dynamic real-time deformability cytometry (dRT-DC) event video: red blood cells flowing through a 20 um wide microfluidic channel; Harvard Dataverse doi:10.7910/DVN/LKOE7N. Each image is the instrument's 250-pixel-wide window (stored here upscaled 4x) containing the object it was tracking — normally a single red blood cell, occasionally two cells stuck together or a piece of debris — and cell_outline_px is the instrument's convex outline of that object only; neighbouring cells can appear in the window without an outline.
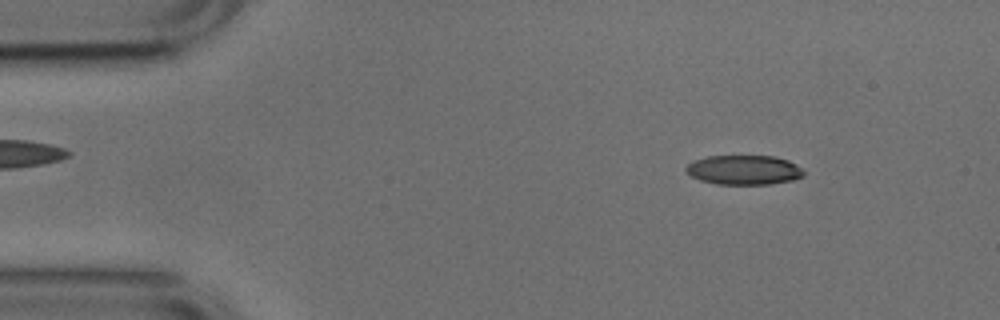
{"species": "common noctule bat (a hibernating species)", "species_latin": "Nyctalus noctula", "temperature_condition": "cold", "stored_images_in_passage": 52, "camera_frame_rate_fps": 3000, "um_per_image_px": 0.085, "animal": {"sex": "male", "body_mass_g": 17.9, "forearm_length_mm": 54.2}, "frame": {"image": 1, "passage_image": 6, "time_ms": 1.667, "image_size_px": [1000, 320], "cell_outline_px": [[804, 176], [792, 180], [768, 184], [716, 184], [700, 180], [692, 176], [684, 168], [692, 160], [708, 156], [776, 156], [788, 160], [796, 164], [804, 172]], "centroid_in_image_um": [63.23, 14.44], "position_along_channel_um": 21.8, "area_um2": 20.23}}
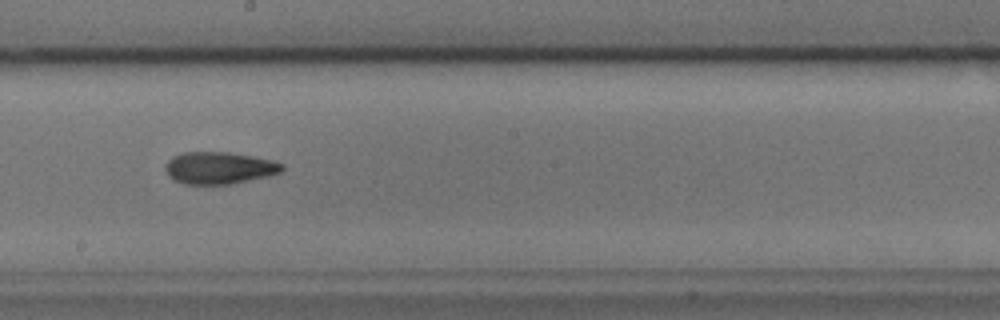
{"frame": {"image": 2, "passage_image": 28, "time_ms": 9.0, "image_size_px": [1000, 320], "cell_outline_px": [[284, 168], [280, 172], [268, 176], [228, 184], [184, 184], [168, 176], [164, 168], [164, 164], [172, 156], [184, 152], [228, 152], [252, 156], [272, 160], [284, 164]], "centroid_in_image_um": [18.6, 14.26], "position_along_channel_um": 229.6, "area_um2": 21.79}}
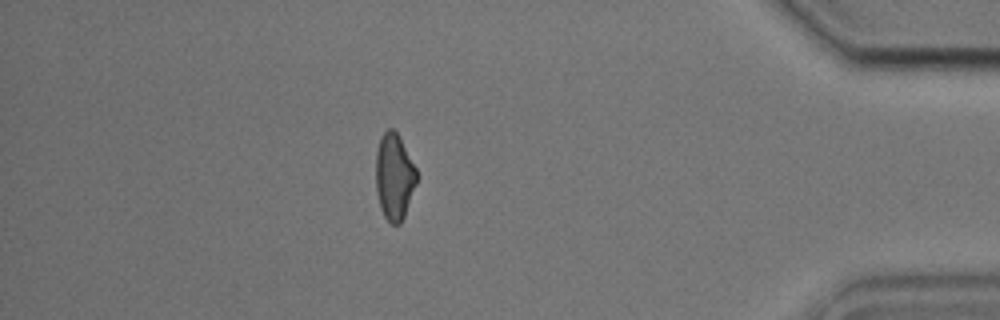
{"frame": {"image": 3, "passage_image": 45, "time_ms": 14.667, "image_size_px": [1000, 320], "cell_outline_px": [[420, 176], [404, 216], [400, 224], [392, 224], [384, 216], [380, 208], [376, 188], [376, 152], [380, 136], [388, 128], [392, 128], [400, 136]], "centroid_in_image_um": [33.53, 15.0], "position_along_channel_um": 401.7, "area_um2": 20.87}, "authors_computed_cell_mechanics": {"area_um2": 21.2704, "velocity_mm_per_s": 3.7924, "shape_relaxation_time_tau1_ms": 6.6432, "shape_relaxation_time_tau2_ms": 2.5038, "deformation_change_tau1": 0.1661, "deformation_change_tau2": 0.0968}}